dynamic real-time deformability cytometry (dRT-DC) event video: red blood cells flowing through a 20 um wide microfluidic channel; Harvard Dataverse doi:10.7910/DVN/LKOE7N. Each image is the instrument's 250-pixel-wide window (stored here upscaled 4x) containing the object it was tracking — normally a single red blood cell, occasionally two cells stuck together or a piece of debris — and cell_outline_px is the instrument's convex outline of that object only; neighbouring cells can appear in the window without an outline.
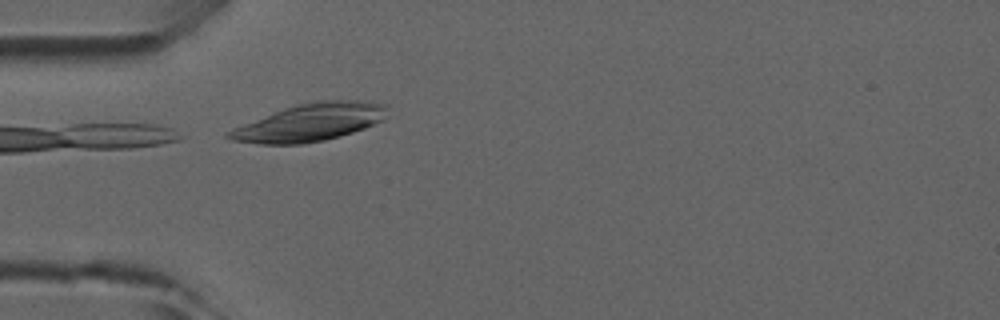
{"species": "common noctule bat (a hibernating species)", "species_latin": "Nyctalus noctula", "temperature_condition": "room temperature", "stored_images_in_passage": 3, "camera_frame_rate_fps": 3000, "um_per_image_px": 0.085, "animal": {"sex": "male", "forearm_length_mm": 52.5}, "frame": {"image": 1, "passage_image": 3, "time_ms": 2.0, "image_size_px": [1000, 320], "cell_outline_px": [[388, 116], [384, 120], [364, 128], [340, 136], [324, 140], [300, 144], [260, 144], [232, 140], [224, 136], [224, 132], [232, 128], [284, 108], [296, 104], [320, 100], [368, 100], [388, 104]], "centroid_in_image_um": [26.39, 10.39], "position_along_channel_um": 58.6, "area_um2": 34.97}}